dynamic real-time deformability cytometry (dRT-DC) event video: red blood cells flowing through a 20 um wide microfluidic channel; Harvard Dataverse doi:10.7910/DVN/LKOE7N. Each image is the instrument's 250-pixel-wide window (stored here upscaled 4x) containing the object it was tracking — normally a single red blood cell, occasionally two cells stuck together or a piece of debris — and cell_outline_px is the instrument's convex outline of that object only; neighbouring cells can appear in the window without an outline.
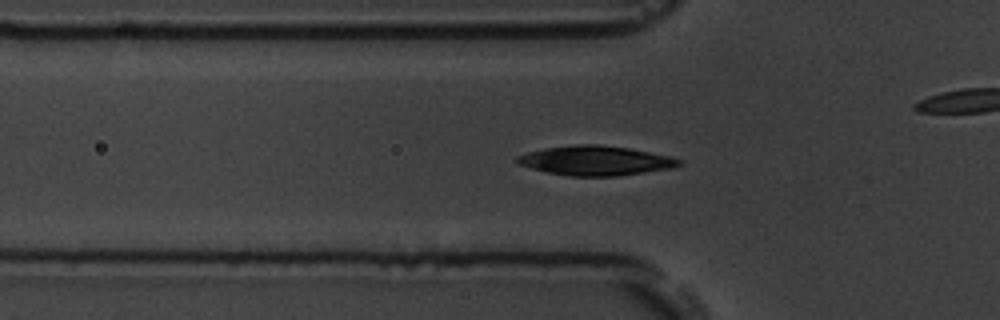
{"species": "common noctule bat (a hibernating species)", "species_latin": "Nyctalus noctula", "temperature_condition": "room temperature", "stored_images_in_passage": 39, "camera_frame_rate_fps": 3000, "um_per_image_px": 0.085, "animal": {"sex": "male", "body_mass_g": 19.5, "forearm_length_mm": 54.6}, "frame": {"image": 1, "passage_image": 6, "time_ms": 1.667, "image_size_px": [1000, 320], "cell_outline_px": [[684, 164], [672, 168], [616, 176], [568, 176], [548, 172], [516, 164], [516, 156], [528, 152], [544, 148], [576, 144], [596, 144], [628, 148], [668, 156], [680, 160]], "centroid_in_image_um": [50.58, 13.65], "position_along_channel_um": 75.2, "area_um2": 27.69}}
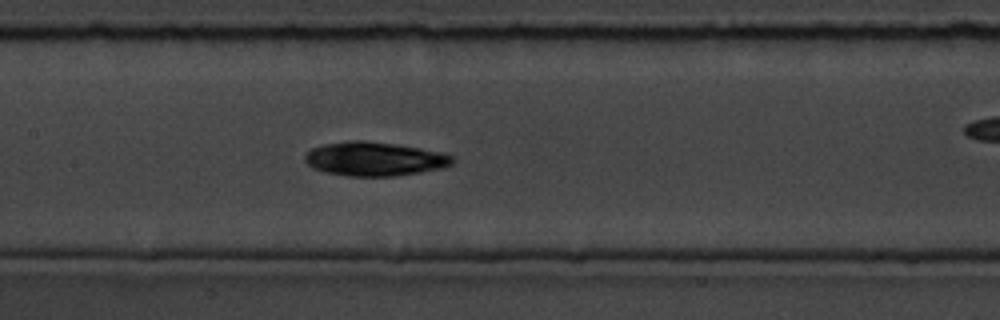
{"frame": {"image": 2, "passage_image": 14, "time_ms": 4.333, "image_size_px": [1000, 320], "cell_outline_px": [[456, 160], [452, 164], [444, 168], [396, 176], [348, 176], [324, 172], [312, 168], [304, 160], [304, 156], [312, 148], [324, 144], [348, 140], [364, 140], [420, 148], [444, 152], [452, 156]], "centroid_in_image_um": [31.85, 13.51], "position_along_channel_um": 175.6, "area_um2": 29.36}}
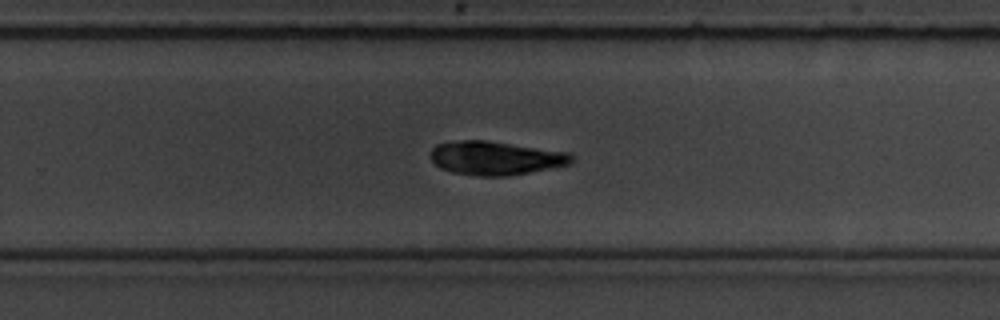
{"frame": {"image": 3, "passage_image": 23, "time_ms": 7.333, "image_size_px": [1000, 320], "cell_outline_px": [[572, 164], [552, 168], [508, 176], [476, 176], [452, 172], [440, 168], [428, 156], [428, 152], [436, 144], [460, 140], [488, 140], [572, 152]], "centroid_in_image_um": [42.13, 13.43], "position_along_channel_um": 287.7, "area_um2": 28.21}, "authors_computed_cell_mechanics": {"area_um2": 27.8018, "velocity_mm_per_s": 3.7524, "shape_relaxation_time_tau1_ms": 1.9891, "shape_relaxation_time_tau2_ms": null, "deformation_change_tau1": 0.0652, "deformation_change_tau2": null}}